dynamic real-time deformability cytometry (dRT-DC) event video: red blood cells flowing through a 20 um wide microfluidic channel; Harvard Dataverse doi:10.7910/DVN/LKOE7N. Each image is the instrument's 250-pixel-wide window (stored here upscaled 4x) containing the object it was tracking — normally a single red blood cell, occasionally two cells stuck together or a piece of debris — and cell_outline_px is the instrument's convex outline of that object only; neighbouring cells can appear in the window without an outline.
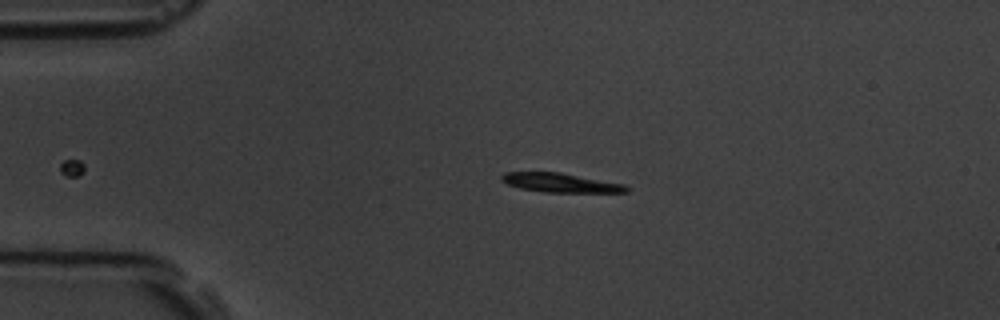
{"species": "common noctule bat (a hibernating species)", "species_latin": "Nyctalus noctula", "temperature_condition": "room temperature", "stored_images_in_passage": 42, "camera_frame_rate_fps": 3000, "um_per_image_px": 0.085, "animal": {"sex": "male", "body_mass_g": 19.5, "forearm_length_mm": 54.6}, "frame": {"image": 1, "passage_image": 2, "time_ms": 0.333, "image_size_px": [1000, 320], "cell_outline_px": [[632, 188], [628, 192], [544, 192], [520, 188], [508, 184], [500, 180], [500, 176], [504, 172], [560, 172], [624, 184]], "centroid_in_image_um": [47.65, 15.53], "position_along_channel_um": 37.4, "area_um2": 13.93}}
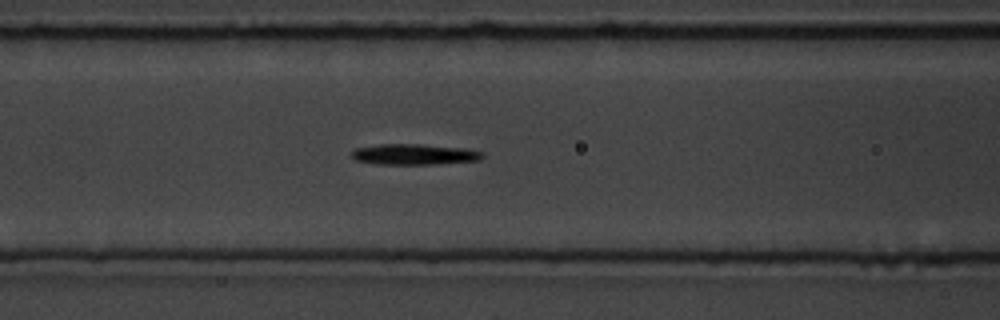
{"frame": {"image": 2, "passage_image": 13, "time_ms": 4.0, "image_size_px": [1000, 320], "cell_outline_px": [[484, 156], [480, 160], [436, 164], [376, 164], [356, 160], [352, 156], [352, 152], [356, 148], [380, 144], [420, 144], [464, 148], [484, 152]], "centroid_in_image_um": [35.24, 13.12], "position_along_channel_um": 131.4, "area_um2": 15.78}}
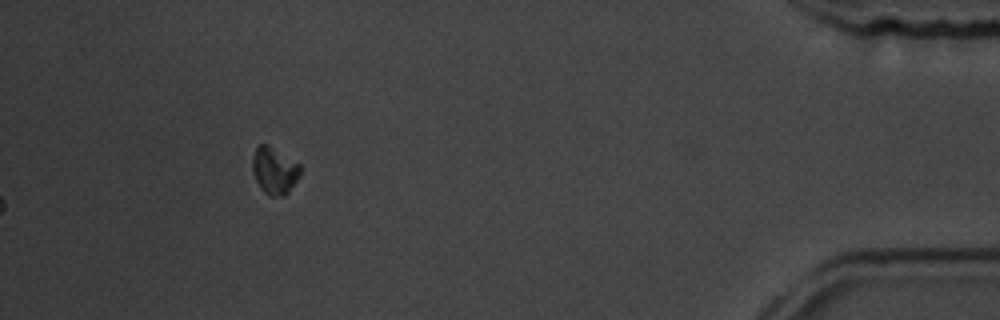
{"frame": {"image": 3, "passage_image": 42, "time_ms": 13.667, "image_size_px": [1000, 320], "cell_outline_px": [[300, 176], [288, 192], [284, 196], [268, 196], [260, 188], [256, 180], [252, 168], [252, 156], [256, 148], [260, 144], [268, 144], [300, 164]], "centroid_in_image_um": [23.32, 14.5], "position_along_channel_um": 411.9, "area_um2": 13.12}, "authors_computed_cell_mechanics": {"area_um2": 14.3344, "velocity_mm_per_s": 3.5278, "shape_relaxation_time_tau1_ms": 1.4318, "shape_relaxation_time_tau2_ms": null, "deformation_change_tau1": 0.1076, "deformation_change_tau2": null}}